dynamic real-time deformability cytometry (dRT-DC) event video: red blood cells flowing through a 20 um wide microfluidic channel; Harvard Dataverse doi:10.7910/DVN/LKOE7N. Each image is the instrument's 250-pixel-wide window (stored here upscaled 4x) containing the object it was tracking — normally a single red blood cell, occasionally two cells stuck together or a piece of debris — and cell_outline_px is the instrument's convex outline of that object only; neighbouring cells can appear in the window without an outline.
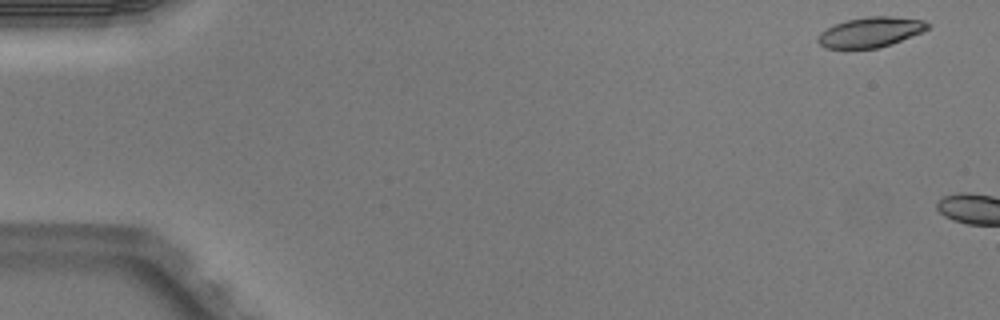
{"species": "Egyptian fruit bat (a non-hibernating species)", "species_latin": "Rousettus aegyptiacus", "temperature_condition": "warm", "stored_images_in_passage": 2, "camera_frame_rate_fps": 3000, "um_per_image_px": 0.085, "animal": {"sex": "male"}, "frame": {"image": 1, "passage_image": 1, "time_ms": 0.0, "image_size_px": [1000, 320], "cell_outline_px": [[932, 24], [928, 28], [920, 32], [892, 44], [876, 48], [824, 48], [816, 40], [816, 36], [820, 32], [836, 24], [848, 20], [868, 16], [892, 16], [924, 20]], "centroid_in_image_um": [73.99, 2.73], "position_along_channel_um": 11.0, "area_um2": 19.13}}